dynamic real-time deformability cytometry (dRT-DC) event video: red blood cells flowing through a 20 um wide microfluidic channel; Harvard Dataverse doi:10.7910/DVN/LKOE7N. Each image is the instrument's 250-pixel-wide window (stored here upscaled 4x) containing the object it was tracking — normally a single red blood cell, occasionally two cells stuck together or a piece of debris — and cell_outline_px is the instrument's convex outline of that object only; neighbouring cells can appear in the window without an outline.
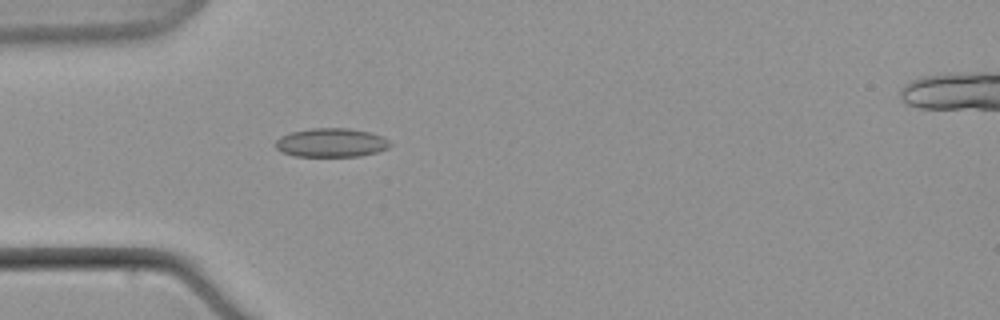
{"species": "common noctule bat (a hibernating species)", "species_latin": "Nyctalus noctula", "temperature_condition": "warm", "stored_images_in_passage": 7, "camera_frame_rate_fps": 3000, "um_per_image_px": 0.085, "animal": {"sex": "male", "body_mass_g": 21.5, "forearm_length_mm": 52.0}, "frame": {"image": 1, "passage_image": 7, "time_ms": 7.333, "image_size_px": [1000, 320], "cell_outline_px": [[392, 144], [388, 148], [376, 152], [360, 156], [296, 156], [280, 152], [276, 148], [276, 140], [280, 136], [292, 132], [312, 128], [348, 128], [372, 132], [388, 140]], "centroid_in_image_um": [28.15, 12.12], "position_along_channel_um": 56.8, "area_um2": 19.25}}